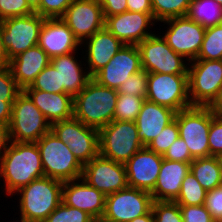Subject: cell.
Returning <instances> with one entry per match:
<instances>
[{
	"label": "cell",
	"mask_w": 222,
	"mask_h": 222,
	"mask_svg": "<svg viewBox=\"0 0 222 222\" xmlns=\"http://www.w3.org/2000/svg\"><path fill=\"white\" fill-rule=\"evenodd\" d=\"M44 177L40 151L36 142H10L0 156V178L5 194L14 195L31 181Z\"/></svg>",
	"instance_id": "obj_1"
},
{
	"label": "cell",
	"mask_w": 222,
	"mask_h": 222,
	"mask_svg": "<svg viewBox=\"0 0 222 222\" xmlns=\"http://www.w3.org/2000/svg\"><path fill=\"white\" fill-rule=\"evenodd\" d=\"M118 92L93 78L74 99L73 117L86 126L101 129L114 120Z\"/></svg>",
	"instance_id": "obj_2"
},
{
	"label": "cell",
	"mask_w": 222,
	"mask_h": 222,
	"mask_svg": "<svg viewBox=\"0 0 222 222\" xmlns=\"http://www.w3.org/2000/svg\"><path fill=\"white\" fill-rule=\"evenodd\" d=\"M63 182L42 177L15 192L19 199L20 216L31 222H44L62 202Z\"/></svg>",
	"instance_id": "obj_3"
},
{
	"label": "cell",
	"mask_w": 222,
	"mask_h": 222,
	"mask_svg": "<svg viewBox=\"0 0 222 222\" xmlns=\"http://www.w3.org/2000/svg\"><path fill=\"white\" fill-rule=\"evenodd\" d=\"M222 90V60L188 63V94L192 106H212Z\"/></svg>",
	"instance_id": "obj_4"
},
{
	"label": "cell",
	"mask_w": 222,
	"mask_h": 222,
	"mask_svg": "<svg viewBox=\"0 0 222 222\" xmlns=\"http://www.w3.org/2000/svg\"><path fill=\"white\" fill-rule=\"evenodd\" d=\"M36 144L40 151L45 177L62 182L81 178L83 165L52 131L44 134Z\"/></svg>",
	"instance_id": "obj_5"
},
{
	"label": "cell",
	"mask_w": 222,
	"mask_h": 222,
	"mask_svg": "<svg viewBox=\"0 0 222 222\" xmlns=\"http://www.w3.org/2000/svg\"><path fill=\"white\" fill-rule=\"evenodd\" d=\"M215 115L211 106H191L175 114L179 137L194 159L209 157V128Z\"/></svg>",
	"instance_id": "obj_6"
},
{
	"label": "cell",
	"mask_w": 222,
	"mask_h": 222,
	"mask_svg": "<svg viewBox=\"0 0 222 222\" xmlns=\"http://www.w3.org/2000/svg\"><path fill=\"white\" fill-rule=\"evenodd\" d=\"M99 153L117 163L125 164L143 148L136 122L113 120L98 130Z\"/></svg>",
	"instance_id": "obj_7"
},
{
	"label": "cell",
	"mask_w": 222,
	"mask_h": 222,
	"mask_svg": "<svg viewBox=\"0 0 222 222\" xmlns=\"http://www.w3.org/2000/svg\"><path fill=\"white\" fill-rule=\"evenodd\" d=\"M50 131V122L22 91L12 105L9 124L11 142L34 143Z\"/></svg>",
	"instance_id": "obj_8"
},
{
	"label": "cell",
	"mask_w": 222,
	"mask_h": 222,
	"mask_svg": "<svg viewBox=\"0 0 222 222\" xmlns=\"http://www.w3.org/2000/svg\"><path fill=\"white\" fill-rule=\"evenodd\" d=\"M51 131L83 166L100 154L98 129L86 126L74 117L52 123Z\"/></svg>",
	"instance_id": "obj_9"
},
{
	"label": "cell",
	"mask_w": 222,
	"mask_h": 222,
	"mask_svg": "<svg viewBox=\"0 0 222 222\" xmlns=\"http://www.w3.org/2000/svg\"><path fill=\"white\" fill-rule=\"evenodd\" d=\"M146 99L176 113L191 107L188 74L147 73Z\"/></svg>",
	"instance_id": "obj_10"
},
{
	"label": "cell",
	"mask_w": 222,
	"mask_h": 222,
	"mask_svg": "<svg viewBox=\"0 0 222 222\" xmlns=\"http://www.w3.org/2000/svg\"><path fill=\"white\" fill-rule=\"evenodd\" d=\"M44 20L45 18L42 16L33 13L0 21L2 42L10 60L38 45L39 33Z\"/></svg>",
	"instance_id": "obj_11"
},
{
	"label": "cell",
	"mask_w": 222,
	"mask_h": 222,
	"mask_svg": "<svg viewBox=\"0 0 222 222\" xmlns=\"http://www.w3.org/2000/svg\"><path fill=\"white\" fill-rule=\"evenodd\" d=\"M142 69L147 73L188 74V63L161 35L153 34L138 45ZM187 63V64H186Z\"/></svg>",
	"instance_id": "obj_12"
},
{
	"label": "cell",
	"mask_w": 222,
	"mask_h": 222,
	"mask_svg": "<svg viewBox=\"0 0 222 222\" xmlns=\"http://www.w3.org/2000/svg\"><path fill=\"white\" fill-rule=\"evenodd\" d=\"M168 25L162 35L166 43L188 62L197 59L206 28L188 16H180L163 21Z\"/></svg>",
	"instance_id": "obj_13"
},
{
	"label": "cell",
	"mask_w": 222,
	"mask_h": 222,
	"mask_svg": "<svg viewBox=\"0 0 222 222\" xmlns=\"http://www.w3.org/2000/svg\"><path fill=\"white\" fill-rule=\"evenodd\" d=\"M150 192L127 187L106 196L104 217L115 222H130L152 209Z\"/></svg>",
	"instance_id": "obj_14"
},
{
	"label": "cell",
	"mask_w": 222,
	"mask_h": 222,
	"mask_svg": "<svg viewBox=\"0 0 222 222\" xmlns=\"http://www.w3.org/2000/svg\"><path fill=\"white\" fill-rule=\"evenodd\" d=\"M81 177L105 196L128 187L125 164L100 154L83 166Z\"/></svg>",
	"instance_id": "obj_15"
},
{
	"label": "cell",
	"mask_w": 222,
	"mask_h": 222,
	"mask_svg": "<svg viewBox=\"0 0 222 222\" xmlns=\"http://www.w3.org/2000/svg\"><path fill=\"white\" fill-rule=\"evenodd\" d=\"M61 19L80 44L105 28V17L99 0H72Z\"/></svg>",
	"instance_id": "obj_16"
},
{
	"label": "cell",
	"mask_w": 222,
	"mask_h": 222,
	"mask_svg": "<svg viewBox=\"0 0 222 222\" xmlns=\"http://www.w3.org/2000/svg\"><path fill=\"white\" fill-rule=\"evenodd\" d=\"M104 17L105 28L124 45H138L147 37L155 34V31L150 30L155 25L154 23H157L153 14L125 11Z\"/></svg>",
	"instance_id": "obj_17"
},
{
	"label": "cell",
	"mask_w": 222,
	"mask_h": 222,
	"mask_svg": "<svg viewBox=\"0 0 222 222\" xmlns=\"http://www.w3.org/2000/svg\"><path fill=\"white\" fill-rule=\"evenodd\" d=\"M142 70L137 45H124L92 78L99 84L117 90L132 74Z\"/></svg>",
	"instance_id": "obj_18"
},
{
	"label": "cell",
	"mask_w": 222,
	"mask_h": 222,
	"mask_svg": "<svg viewBox=\"0 0 222 222\" xmlns=\"http://www.w3.org/2000/svg\"><path fill=\"white\" fill-rule=\"evenodd\" d=\"M163 155L151 151L147 146L136 152L126 163L128 186L147 192L154 190Z\"/></svg>",
	"instance_id": "obj_19"
},
{
	"label": "cell",
	"mask_w": 222,
	"mask_h": 222,
	"mask_svg": "<svg viewBox=\"0 0 222 222\" xmlns=\"http://www.w3.org/2000/svg\"><path fill=\"white\" fill-rule=\"evenodd\" d=\"M61 199L64 204L83 210L93 218L104 215L106 196L82 177L63 182Z\"/></svg>",
	"instance_id": "obj_20"
},
{
	"label": "cell",
	"mask_w": 222,
	"mask_h": 222,
	"mask_svg": "<svg viewBox=\"0 0 222 222\" xmlns=\"http://www.w3.org/2000/svg\"><path fill=\"white\" fill-rule=\"evenodd\" d=\"M38 45L50 58L81 48L80 42L61 18L44 20L39 33Z\"/></svg>",
	"instance_id": "obj_21"
},
{
	"label": "cell",
	"mask_w": 222,
	"mask_h": 222,
	"mask_svg": "<svg viewBox=\"0 0 222 222\" xmlns=\"http://www.w3.org/2000/svg\"><path fill=\"white\" fill-rule=\"evenodd\" d=\"M83 44L86 50L82 53H85L84 59L87 62L85 65H88L86 69L91 77L106 66L110 59L124 46L106 28L95 32L90 38L86 39L81 44V48H83Z\"/></svg>",
	"instance_id": "obj_22"
},
{
	"label": "cell",
	"mask_w": 222,
	"mask_h": 222,
	"mask_svg": "<svg viewBox=\"0 0 222 222\" xmlns=\"http://www.w3.org/2000/svg\"><path fill=\"white\" fill-rule=\"evenodd\" d=\"M176 112L145 99L137 116L138 137L148 146L175 118Z\"/></svg>",
	"instance_id": "obj_23"
},
{
	"label": "cell",
	"mask_w": 222,
	"mask_h": 222,
	"mask_svg": "<svg viewBox=\"0 0 222 222\" xmlns=\"http://www.w3.org/2000/svg\"><path fill=\"white\" fill-rule=\"evenodd\" d=\"M190 172V163L164 159L151 192L153 201H174L181 190V184Z\"/></svg>",
	"instance_id": "obj_24"
},
{
	"label": "cell",
	"mask_w": 222,
	"mask_h": 222,
	"mask_svg": "<svg viewBox=\"0 0 222 222\" xmlns=\"http://www.w3.org/2000/svg\"><path fill=\"white\" fill-rule=\"evenodd\" d=\"M51 58L36 45L10 60L9 68L17 85L23 90L50 64Z\"/></svg>",
	"instance_id": "obj_25"
},
{
	"label": "cell",
	"mask_w": 222,
	"mask_h": 222,
	"mask_svg": "<svg viewBox=\"0 0 222 222\" xmlns=\"http://www.w3.org/2000/svg\"><path fill=\"white\" fill-rule=\"evenodd\" d=\"M50 124L73 118L74 99L67 93H49L37 89L22 90Z\"/></svg>",
	"instance_id": "obj_26"
},
{
	"label": "cell",
	"mask_w": 222,
	"mask_h": 222,
	"mask_svg": "<svg viewBox=\"0 0 222 222\" xmlns=\"http://www.w3.org/2000/svg\"><path fill=\"white\" fill-rule=\"evenodd\" d=\"M76 52L55 56L50 60V63L59 72L60 86H63L65 92L73 98L84 89L92 78L88 70L84 69L87 68L84 63L75 58Z\"/></svg>",
	"instance_id": "obj_27"
},
{
	"label": "cell",
	"mask_w": 222,
	"mask_h": 222,
	"mask_svg": "<svg viewBox=\"0 0 222 222\" xmlns=\"http://www.w3.org/2000/svg\"><path fill=\"white\" fill-rule=\"evenodd\" d=\"M190 172L206 191L222 185V171L215 156L194 159L190 163Z\"/></svg>",
	"instance_id": "obj_28"
},
{
	"label": "cell",
	"mask_w": 222,
	"mask_h": 222,
	"mask_svg": "<svg viewBox=\"0 0 222 222\" xmlns=\"http://www.w3.org/2000/svg\"><path fill=\"white\" fill-rule=\"evenodd\" d=\"M187 16L207 28L222 23V6L214 0H192Z\"/></svg>",
	"instance_id": "obj_29"
},
{
	"label": "cell",
	"mask_w": 222,
	"mask_h": 222,
	"mask_svg": "<svg viewBox=\"0 0 222 222\" xmlns=\"http://www.w3.org/2000/svg\"><path fill=\"white\" fill-rule=\"evenodd\" d=\"M195 60H222V23L206 28L200 51Z\"/></svg>",
	"instance_id": "obj_30"
},
{
	"label": "cell",
	"mask_w": 222,
	"mask_h": 222,
	"mask_svg": "<svg viewBox=\"0 0 222 222\" xmlns=\"http://www.w3.org/2000/svg\"><path fill=\"white\" fill-rule=\"evenodd\" d=\"M192 0H151L153 17L163 22L175 17L187 16Z\"/></svg>",
	"instance_id": "obj_31"
},
{
	"label": "cell",
	"mask_w": 222,
	"mask_h": 222,
	"mask_svg": "<svg viewBox=\"0 0 222 222\" xmlns=\"http://www.w3.org/2000/svg\"><path fill=\"white\" fill-rule=\"evenodd\" d=\"M207 191L199 181L189 172L181 184L178 197L174 200L178 205H204Z\"/></svg>",
	"instance_id": "obj_32"
},
{
	"label": "cell",
	"mask_w": 222,
	"mask_h": 222,
	"mask_svg": "<svg viewBox=\"0 0 222 222\" xmlns=\"http://www.w3.org/2000/svg\"><path fill=\"white\" fill-rule=\"evenodd\" d=\"M144 101L145 98L118 93L114 120L135 122Z\"/></svg>",
	"instance_id": "obj_33"
},
{
	"label": "cell",
	"mask_w": 222,
	"mask_h": 222,
	"mask_svg": "<svg viewBox=\"0 0 222 222\" xmlns=\"http://www.w3.org/2000/svg\"><path fill=\"white\" fill-rule=\"evenodd\" d=\"M25 89H37L49 93H66L63 86H60L59 72L51 63Z\"/></svg>",
	"instance_id": "obj_34"
},
{
	"label": "cell",
	"mask_w": 222,
	"mask_h": 222,
	"mask_svg": "<svg viewBox=\"0 0 222 222\" xmlns=\"http://www.w3.org/2000/svg\"><path fill=\"white\" fill-rule=\"evenodd\" d=\"M93 217L87 212L61 202L44 222H92Z\"/></svg>",
	"instance_id": "obj_35"
},
{
	"label": "cell",
	"mask_w": 222,
	"mask_h": 222,
	"mask_svg": "<svg viewBox=\"0 0 222 222\" xmlns=\"http://www.w3.org/2000/svg\"><path fill=\"white\" fill-rule=\"evenodd\" d=\"M155 222H183L180 206L174 201H153Z\"/></svg>",
	"instance_id": "obj_36"
},
{
	"label": "cell",
	"mask_w": 222,
	"mask_h": 222,
	"mask_svg": "<svg viewBox=\"0 0 222 222\" xmlns=\"http://www.w3.org/2000/svg\"><path fill=\"white\" fill-rule=\"evenodd\" d=\"M178 138V124L174 119L147 147L157 154L164 155Z\"/></svg>",
	"instance_id": "obj_37"
},
{
	"label": "cell",
	"mask_w": 222,
	"mask_h": 222,
	"mask_svg": "<svg viewBox=\"0 0 222 222\" xmlns=\"http://www.w3.org/2000/svg\"><path fill=\"white\" fill-rule=\"evenodd\" d=\"M119 94H131L141 98L147 97V72L143 69L132 74L117 89Z\"/></svg>",
	"instance_id": "obj_38"
},
{
	"label": "cell",
	"mask_w": 222,
	"mask_h": 222,
	"mask_svg": "<svg viewBox=\"0 0 222 222\" xmlns=\"http://www.w3.org/2000/svg\"><path fill=\"white\" fill-rule=\"evenodd\" d=\"M22 92L13 78L9 67L0 70V99L4 102H14Z\"/></svg>",
	"instance_id": "obj_39"
},
{
	"label": "cell",
	"mask_w": 222,
	"mask_h": 222,
	"mask_svg": "<svg viewBox=\"0 0 222 222\" xmlns=\"http://www.w3.org/2000/svg\"><path fill=\"white\" fill-rule=\"evenodd\" d=\"M35 13L27 0H0V21L10 17Z\"/></svg>",
	"instance_id": "obj_40"
},
{
	"label": "cell",
	"mask_w": 222,
	"mask_h": 222,
	"mask_svg": "<svg viewBox=\"0 0 222 222\" xmlns=\"http://www.w3.org/2000/svg\"><path fill=\"white\" fill-rule=\"evenodd\" d=\"M71 3L72 0H41L35 13L45 19L61 18Z\"/></svg>",
	"instance_id": "obj_41"
},
{
	"label": "cell",
	"mask_w": 222,
	"mask_h": 222,
	"mask_svg": "<svg viewBox=\"0 0 222 222\" xmlns=\"http://www.w3.org/2000/svg\"><path fill=\"white\" fill-rule=\"evenodd\" d=\"M209 156L222 152V115L216 114L211 119L209 128Z\"/></svg>",
	"instance_id": "obj_42"
},
{
	"label": "cell",
	"mask_w": 222,
	"mask_h": 222,
	"mask_svg": "<svg viewBox=\"0 0 222 222\" xmlns=\"http://www.w3.org/2000/svg\"><path fill=\"white\" fill-rule=\"evenodd\" d=\"M183 222H215L205 205H179Z\"/></svg>",
	"instance_id": "obj_43"
},
{
	"label": "cell",
	"mask_w": 222,
	"mask_h": 222,
	"mask_svg": "<svg viewBox=\"0 0 222 222\" xmlns=\"http://www.w3.org/2000/svg\"><path fill=\"white\" fill-rule=\"evenodd\" d=\"M204 205L215 222L222 221V185L207 191Z\"/></svg>",
	"instance_id": "obj_44"
},
{
	"label": "cell",
	"mask_w": 222,
	"mask_h": 222,
	"mask_svg": "<svg viewBox=\"0 0 222 222\" xmlns=\"http://www.w3.org/2000/svg\"><path fill=\"white\" fill-rule=\"evenodd\" d=\"M163 158L171 161H181L184 163H191L194 160L186 143L180 137L169 147L167 152L163 155Z\"/></svg>",
	"instance_id": "obj_45"
},
{
	"label": "cell",
	"mask_w": 222,
	"mask_h": 222,
	"mask_svg": "<svg viewBox=\"0 0 222 222\" xmlns=\"http://www.w3.org/2000/svg\"><path fill=\"white\" fill-rule=\"evenodd\" d=\"M104 16H113L127 11V0H99Z\"/></svg>",
	"instance_id": "obj_46"
},
{
	"label": "cell",
	"mask_w": 222,
	"mask_h": 222,
	"mask_svg": "<svg viewBox=\"0 0 222 222\" xmlns=\"http://www.w3.org/2000/svg\"><path fill=\"white\" fill-rule=\"evenodd\" d=\"M127 11L153 14L151 0H127Z\"/></svg>",
	"instance_id": "obj_47"
},
{
	"label": "cell",
	"mask_w": 222,
	"mask_h": 222,
	"mask_svg": "<svg viewBox=\"0 0 222 222\" xmlns=\"http://www.w3.org/2000/svg\"><path fill=\"white\" fill-rule=\"evenodd\" d=\"M13 103L14 102H4L0 99V124L9 126Z\"/></svg>",
	"instance_id": "obj_48"
},
{
	"label": "cell",
	"mask_w": 222,
	"mask_h": 222,
	"mask_svg": "<svg viewBox=\"0 0 222 222\" xmlns=\"http://www.w3.org/2000/svg\"><path fill=\"white\" fill-rule=\"evenodd\" d=\"M9 126L0 124V156L10 144Z\"/></svg>",
	"instance_id": "obj_49"
},
{
	"label": "cell",
	"mask_w": 222,
	"mask_h": 222,
	"mask_svg": "<svg viewBox=\"0 0 222 222\" xmlns=\"http://www.w3.org/2000/svg\"><path fill=\"white\" fill-rule=\"evenodd\" d=\"M9 65L10 59L8 58V54L4 47L0 34V70L9 67Z\"/></svg>",
	"instance_id": "obj_50"
},
{
	"label": "cell",
	"mask_w": 222,
	"mask_h": 222,
	"mask_svg": "<svg viewBox=\"0 0 222 222\" xmlns=\"http://www.w3.org/2000/svg\"><path fill=\"white\" fill-rule=\"evenodd\" d=\"M130 222H155L152 209L147 214H144L140 217H136L135 219L131 220Z\"/></svg>",
	"instance_id": "obj_51"
},
{
	"label": "cell",
	"mask_w": 222,
	"mask_h": 222,
	"mask_svg": "<svg viewBox=\"0 0 222 222\" xmlns=\"http://www.w3.org/2000/svg\"><path fill=\"white\" fill-rule=\"evenodd\" d=\"M211 107L215 111L216 114L222 115V90H221L219 98Z\"/></svg>",
	"instance_id": "obj_52"
},
{
	"label": "cell",
	"mask_w": 222,
	"mask_h": 222,
	"mask_svg": "<svg viewBox=\"0 0 222 222\" xmlns=\"http://www.w3.org/2000/svg\"><path fill=\"white\" fill-rule=\"evenodd\" d=\"M41 0H27V2L29 3V5L35 10L39 4H40Z\"/></svg>",
	"instance_id": "obj_53"
},
{
	"label": "cell",
	"mask_w": 222,
	"mask_h": 222,
	"mask_svg": "<svg viewBox=\"0 0 222 222\" xmlns=\"http://www.w3.org/2000/svg\"><path fill=\"white\" fill-rule=\"evenodd\" d=\"M92 222H115V221H111V220L106 219L104 216H100V217L93 218Z\"/></svg>",
	"instance_id": "obj_54"
},
{
	"label": "cell",
	"mask_w": 222,
	"mask_h": 222,
	"mask_svg": "<svg viewBox=\"0 0 222 222\" xmlns=\"http://www.w3.org/2000/svg\"><path fill=\"white\" fill-rule=\"evenodd\" d=\"M215 157H216L218 165H219V167L221 168V171H222V152L218 153Z\"/></svg>",
	"instance_id": "obj_55"
},
{
	"label": "cell",
	"mask_w": 222,
	"mask_h": 222,
	"mask_svg": "<svg viewBox=\"0 0 222 222\" xmlns=\"http://www.w3.org/2000/svg\"><path fill=\"white\" fill-rule=\"evenodd\" d=\"M20 220L17 219V221H12V222H31L29 221L27 218L23 217V216H19Z\"/></svg>",
	"instance_id": "obj_56"
},
{
	"label": "cell",
	"mask_w": 222,
	"mask_h": 222,
	"mask_svg": "<svg viewBox=\"0 0 222 222\" xmlns=\"http://www.w3.org/2000/svg\"><path fill=\"white\" fill-rule=\"evenodd\" d=\"M217 4H219L220 6H222V0H214Z\"/></svg>",
	"instance_id": "obj_57"
}]
</instances>
